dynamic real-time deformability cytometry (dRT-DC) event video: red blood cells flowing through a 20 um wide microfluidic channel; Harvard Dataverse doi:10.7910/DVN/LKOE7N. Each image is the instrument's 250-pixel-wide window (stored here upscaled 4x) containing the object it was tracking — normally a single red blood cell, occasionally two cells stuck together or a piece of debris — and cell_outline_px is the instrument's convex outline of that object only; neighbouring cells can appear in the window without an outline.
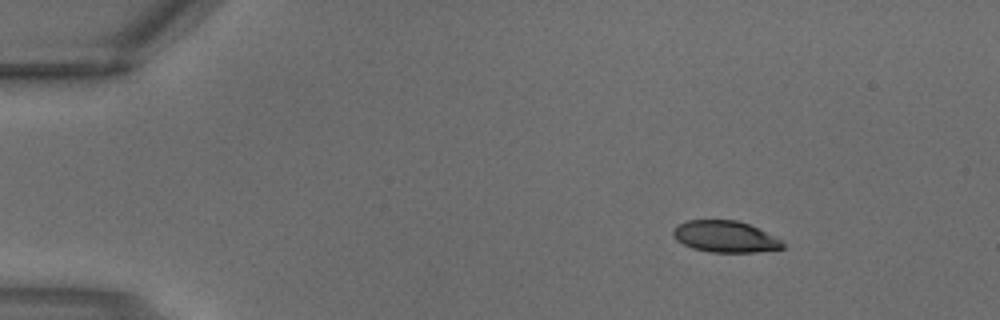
{"species": "common noctule bat (a hibernating species)", "species_latin": "Nyctalus noctula", "temperature_condition": "warm", "stored_images_in_passage": 2, "camera_frame_rate_fps": 3000, "um_per_image_px": 0.085, "animal": {"sex": "male", "body_mass_g": 18.8}, "frame": {"image": 1, "passage_image": 1, "time_ms": 0.0, "image_size_px": [1000, 320], "cell_outline_px": [[784, 248], [756, 252], [712, 252], [692, 248], [676, 240], [672, 236], [672, 228], [676, 224], [688, 220], [736, 220], [748, 224], [780, 240], [784, 244]], "centroid_in_image_um": [61.56, 20.11], "position_along_channel_um": 23.4, "area_um2": 19.94}}
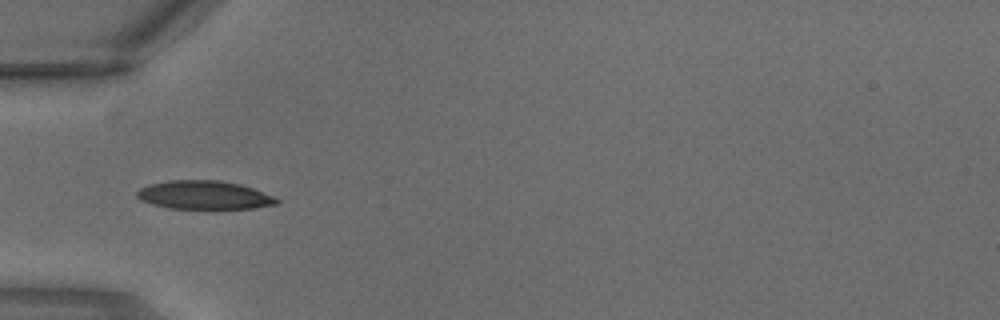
{"frame": {"image": 2, "passage_image": 2, "time_ms": 0.333, "image_size_px": [1000, 320], "cell_outline_px": [[280, 200], [276, 204], [256, 208], [212, 212], [168, 208], [152, 204], [140, 200], [136, 196], [136, 192], [140, 188], [148, 184], [168, 180], [220, 180], [240, 184], [276, 196]], "centroid_in_image_um": [17.38, 16.63], "position_along_channel_um": 67.6, "area_um2": 24.57}}